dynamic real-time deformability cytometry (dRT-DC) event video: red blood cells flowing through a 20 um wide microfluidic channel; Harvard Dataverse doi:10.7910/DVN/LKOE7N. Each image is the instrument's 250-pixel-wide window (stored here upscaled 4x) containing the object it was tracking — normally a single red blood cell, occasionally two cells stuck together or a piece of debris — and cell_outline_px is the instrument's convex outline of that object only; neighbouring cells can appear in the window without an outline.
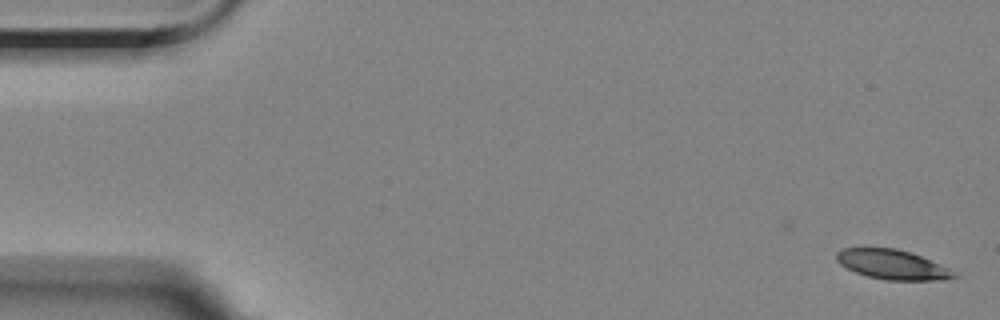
{"species": "Egyptian fruit bat (a non-hibernating species)", "species_latin": "Rousettus aegyptiacus", "temperature_condition": "room temperature", "stored_images_in_passage": 13, "camera_frame_rate_fps": 3000, "um_per_image_px": 0.085, "animal": {"sex": "female"}, "frame": {"image": 1, "passage_image": 1, "time_ms": 0.0, "image_size_px": [1000, 320], "cell_outline_px": [[960, 276], [944, 280], [884, 280], [868, 276], [856, 272], [840, 264], [836, 260], [836, 252], [840, 248], [896, 248], [920, 256], [948, 268], [956, 272]], "centroid_in_image_um": [75.85, 22.49], "position_along_channel_um": 9.2, "area_um2": 20.17}}
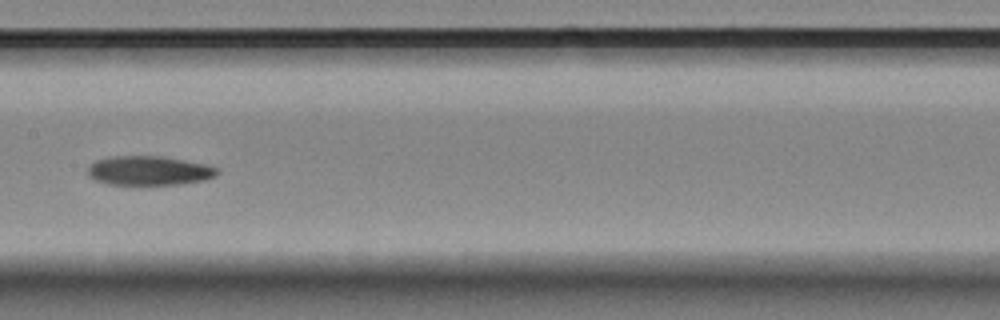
{"frame": {"image": 2, "passage_image": 8, "time_ms": 9.0, "image_size_px": [1000, 320], "cell_outline_px": [[220, 172], [216, 176], [204, 180], [184, 184], [108, 184], [96, 180], [88, 176], [88, 164], [96, 160], [112, 156], [160, 156], [184, 160], [204, 164], [220, 168]], "centroid_in_image_um": [12.68, 14.5], "position_along_channel_um": 194.7, "area_um2": 22.14}}
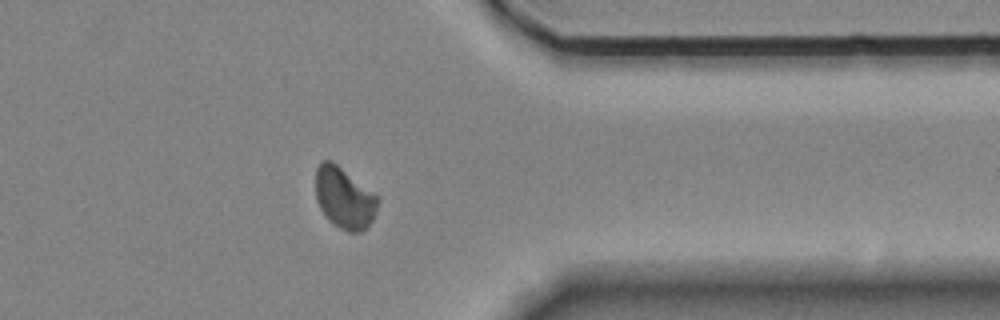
{"frame": {"image": 3, "passage_image": 13, "time_ms": 14.667, "image_size_px": [1000, 320], "cell_outline_px": [[380, 200], [372, 220], [368, 228], [360, 232], [348, 232], [340, 228], [328, 220], [320, 208], [316, 200], [316, 168], [324, 160], [332, 160], [380, 196]], "centroid_in_image_um": [29.29, 16.83], "position_along_channel_um": 382.1, "area_um2": 22.54}, "authors_computed_cell_mechanics": {"area_um2": 22.4842, "velocity_mm_per_s": 3.4966, "shape_relaxation_time_tau1_ms": 6.1356, "shape_relaxation_time_tau2_ms": 6.2841, "deformation_change_tau1": 0.1683, "deformation_change_tau2": 0.0836}}